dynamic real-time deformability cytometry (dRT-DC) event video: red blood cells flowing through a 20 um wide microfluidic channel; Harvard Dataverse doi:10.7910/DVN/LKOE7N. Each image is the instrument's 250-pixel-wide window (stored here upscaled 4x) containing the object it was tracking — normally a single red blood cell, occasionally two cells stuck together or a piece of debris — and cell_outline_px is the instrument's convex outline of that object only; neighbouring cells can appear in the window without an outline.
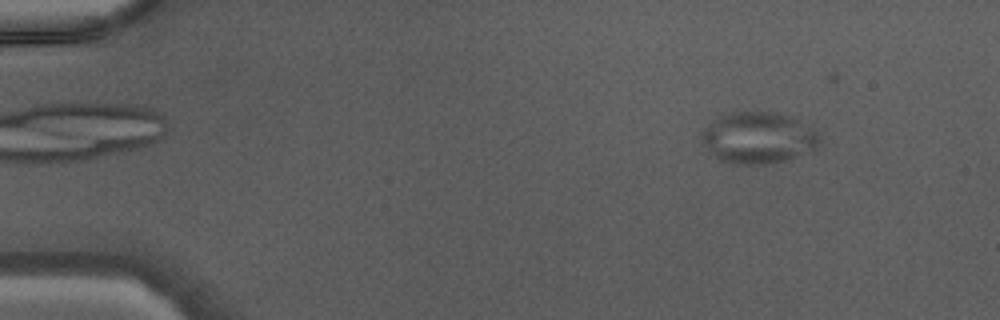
{"species": "Egyptian fruit bat (a non-hibernating species)", "species_latin": "Rousettus aegyptiacus", "temperature_condition": "warm", "stored_images_in_passage": 45, "camera_frame_rate_fps": 3000, "um_per_image_px": 0.085, "animal": {"sex": "male"}, "frame": {"image": 1, "passage_image": 5, "time_ms": 1.333, "image_size_px": [1000, 320], "cell_outline_px": [[820, 144], [816, 148], [808, 152], [788, 160], [768, 164], [736, 164], [720, 160], [708, 152], [700, 136], [700, 132], [704, 128], [720, 116], [732, 112], [768, 112], [788, 116], [816, 128], [820, 136]], "centroid_in_image_um": [64.47, 11.73], "position_along_channel_um": 20.5, "area_um2": 35.49}}
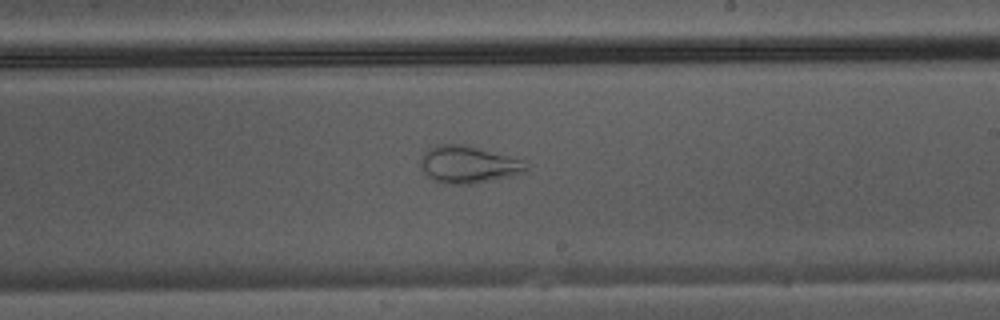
{"frame": {"image": 2, "passage_image": 27, "time_ms": 8.667, "image_size_px": [1000, 320], "cell_outline_px": [[528, 172], [476, 184], [444, 184], [432, 180], [420, 168], [420, 160], [424, 152], [428, 148], [440, 144], [464, 144], [520, 160], [528, 168]], "centroid_in_image_um": [39.75, 14.01], "position_along_channel_um": 249.3, "area_um2": 22.83}}
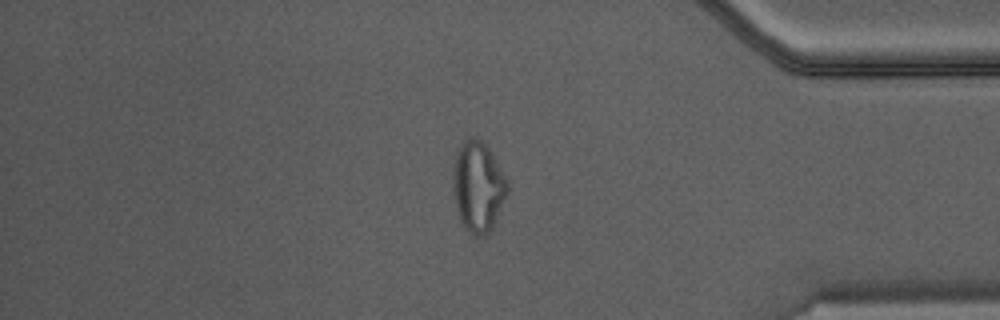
{"frame": {"image": 3, "passage_image": 38, "time_ms": 12.333, "image_size_px": [1000, 320], "cell_outline_px": [[508, 192], [496, 224], [488, 232], [480, 236], [476, 236], [468, 232], [460, 224], [456, 208], [452, 184], [452, 176], [456, 152], [460, 144], [464, 140], [472, 136], [476, 136], [488, 148], [508, 180]], "centroid_in_image_um": [40.63, 15.89], "position_along_channel_um": 394.6, "area_um2": 29.13}}